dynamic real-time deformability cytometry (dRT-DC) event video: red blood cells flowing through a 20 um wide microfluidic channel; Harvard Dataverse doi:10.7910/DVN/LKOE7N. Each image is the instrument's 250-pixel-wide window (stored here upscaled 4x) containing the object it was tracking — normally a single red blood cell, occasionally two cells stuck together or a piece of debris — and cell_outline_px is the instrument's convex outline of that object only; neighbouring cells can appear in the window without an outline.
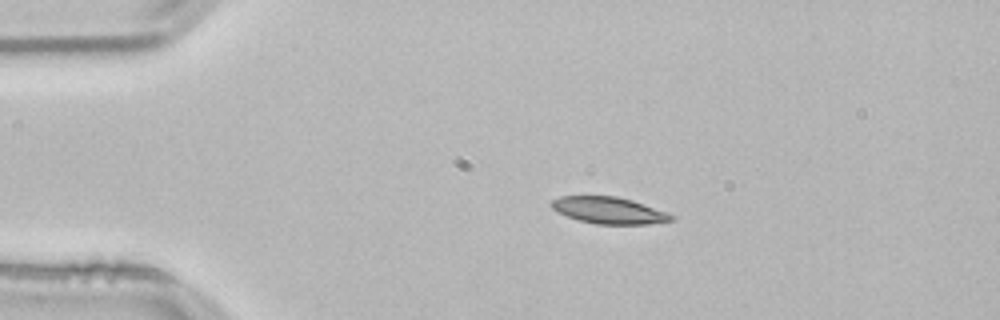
{"species": "common noctule bat (a hibernating species)", "species_latin": "Nyctalus noctula", "temperature_condition": "room temperature", "stored_images_in_passage": 44, "camera_frame_rate_fps": 3000, "um_per_image_px": 0.085, "animal": {"sex": "male", "body_mass_g": 21.5, "forearm_length_mm": 52.0}, "frame": {"image": 1, "passage_image": 1, "time_ms": 0.0, "image_size_px": [1000, 320], "cell_outline_px": [[676, 216], [672, 220], [648, 224], [596, 224], [580, 220], [556, 212], [548, 204], [552, 200], [560, 196], [616, 196], [632, 200], [668, 212]], "centroid_in_image_um": [51.75, 17.87], "position_along_channel_um": 33.3, "area_um2": 18.67}}
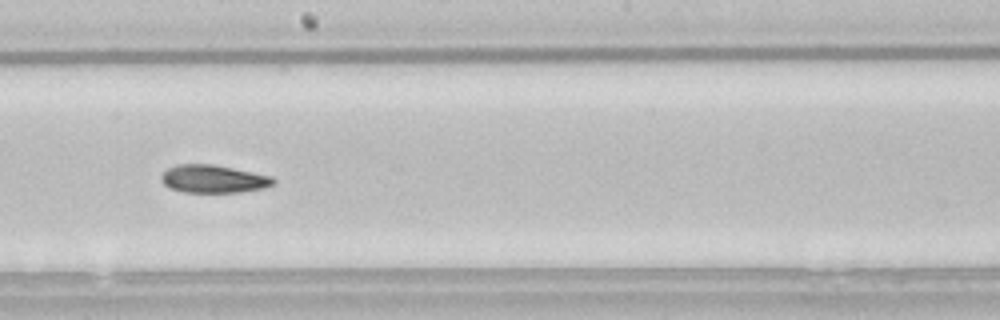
{"frame": {"image": 2, "passage_image": 20, "time_ms": 6.333, "image_size_px": [1000, 320], "cell_outline_px": [[276, 184], [264, 188], [240, 192], [184, 192], [168, 188], [160, 180], [160, 176], [168, 168], [176, 164], [212, 164], [272, 176], [276, 180]], "centroid_in_image_um": [18.13, 15.21], "position_along_channel_um": 230.1, "area_um2": 18.32}}
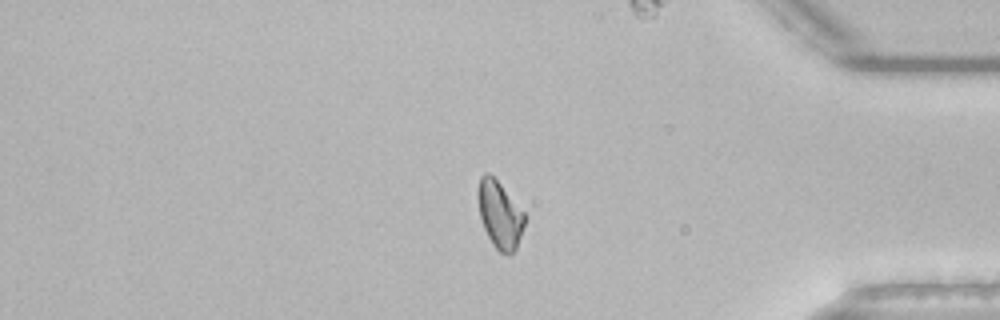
{"frame": {"image": 3, "passage_image": 35, "time_ms": 11.333, "image_size_px": [1000, 320], "cell_outline_px": [[524, 224], [516, 248], [508, 256], [500, 252], [492, 244], [484, 228], [480, 216], [476, 196], [476, 188], [480, 176], [484, 172], [488, 172], [500, 184], [524, 212]], "centroid_in_image_um": [42.43, 18.22], "position_along_channel_um": 392.8, "area_um2": 18.21}, "authors_computed_cell_mechanics": {"area_um2": 18.6694, "velocity_mm_per_s": 3.8002, "shape_relaxation_time_tau1_ms": 7.4785, "shape_relaxation_time_tau2_ms": 11.3983, "deformation_change_tau1": 0.1725, "deformation_change_tau2": 0.1957}}